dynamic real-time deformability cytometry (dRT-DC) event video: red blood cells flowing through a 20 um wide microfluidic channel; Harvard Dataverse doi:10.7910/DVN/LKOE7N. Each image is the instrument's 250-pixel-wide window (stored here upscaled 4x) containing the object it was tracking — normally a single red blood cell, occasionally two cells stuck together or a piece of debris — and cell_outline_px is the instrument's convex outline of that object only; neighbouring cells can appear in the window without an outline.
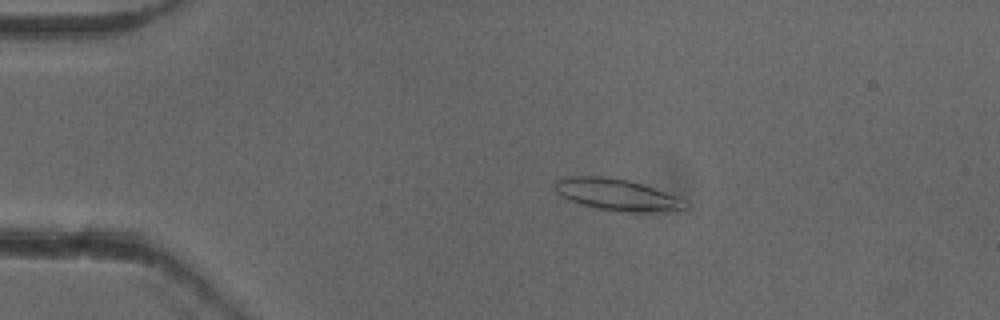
{"species": "common noctule bat (a hibernating species)", "species_latin": "Nyctalus noctula", "temperature_condition": "cold", "stored_images_in_passage": 54, "camera_frame_rate_fps": 3000, "um_per_image_px": 0.085, "animal": {"sex": "female"}, "frame": {"image": 1, "passage_image": 11, "time_ms": 3.333, "image_size_px": [1000, 320], "cell_outline_px": [[688, 208], [644, 212], [628, 212], [596, 208], [580, 204], [560, 196], [552, 188], [552, 184], [556, 180], [568, 176], [604, 176], [628, 180], [676, 196]], "centroid_in_image_um": [52.28, 16.53], "position_along_channel_um": 32.7, "area_um2": 23.58}}
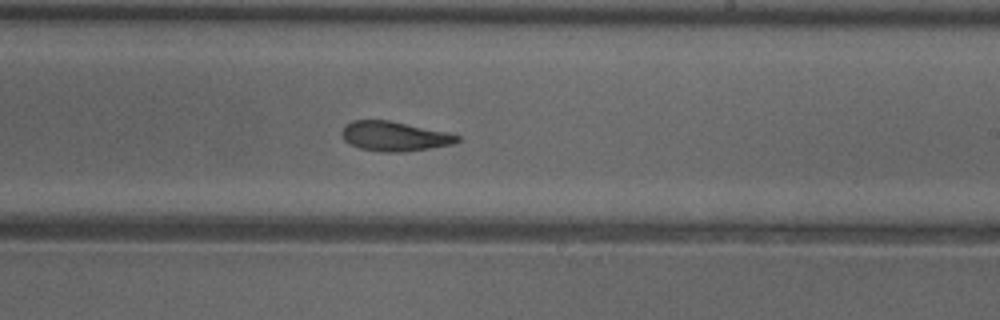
{"frame": {"image": 2, "passage_image": 32, "time_ms": 10.333, "image_size_px": [1000, 320], "cell_outline_px": [[460, 140], [452, 144], [404, 152], [380, 152], [360, 148], [344, 140], [340, 132], [352, 120], [388, 120], [448, 132], [460, 136]], "centroid_in_image_um": [33.53, 11.58], "position_along_channel_um": 255.5, "area_um2": 19.77}}
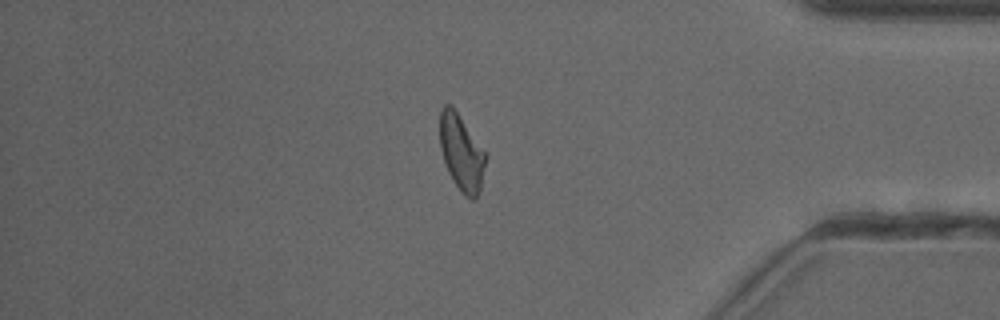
{"frame": {"image": 3, "passage_image": 45, "time_ms": 14.667, "image_size_px": [1000, 320], "cell_outline_px": [[488, 156], [480, 188], [476, 200], [472, 200], [464, 196], [460, 192], [448, 172], [444, 164], [440, 148], [440, 108], [444, 104], [452, 104]], "centroid_in_image_um": [39.22, 12.98], "position_along_channel_um": 396.0, "area_um2": 20.63}}